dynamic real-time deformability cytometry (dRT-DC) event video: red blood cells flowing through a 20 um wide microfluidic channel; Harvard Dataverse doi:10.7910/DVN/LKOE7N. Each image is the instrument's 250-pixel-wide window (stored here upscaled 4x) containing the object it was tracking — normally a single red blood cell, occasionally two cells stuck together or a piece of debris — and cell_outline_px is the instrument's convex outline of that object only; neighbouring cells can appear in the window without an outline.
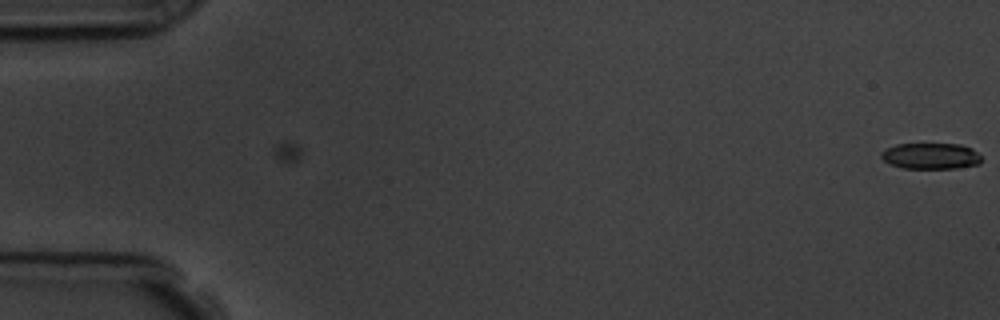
{"species": "common noctule bat (a hibernating species)", "species_latin": "Nyctalus noctula", "temperature_condition": "room temperature", "stored_images_in_passage": 3, "camera_frame_rate_fps": 3000, "um_per_image_px": 0.085, "animal": {"sex": "male", "body_mass_g": 19.5, "forearm_length_mm": 54.6}, "frame": {"image": 1, "passage_image": 3, "time_ms": 0.667, "image_size_px": [1000, 320], "cell_outline_px": [[980, 164], [956, 168], [900, 168], [884, 160], [880, 156], [880, 152], [896, 144], [960, 144], [972, 148], [980, 156]], "centroid_in_image_um": [79.11, 13.26], "position_along_channel_um": 5.9, "area_um2": 15.14}}